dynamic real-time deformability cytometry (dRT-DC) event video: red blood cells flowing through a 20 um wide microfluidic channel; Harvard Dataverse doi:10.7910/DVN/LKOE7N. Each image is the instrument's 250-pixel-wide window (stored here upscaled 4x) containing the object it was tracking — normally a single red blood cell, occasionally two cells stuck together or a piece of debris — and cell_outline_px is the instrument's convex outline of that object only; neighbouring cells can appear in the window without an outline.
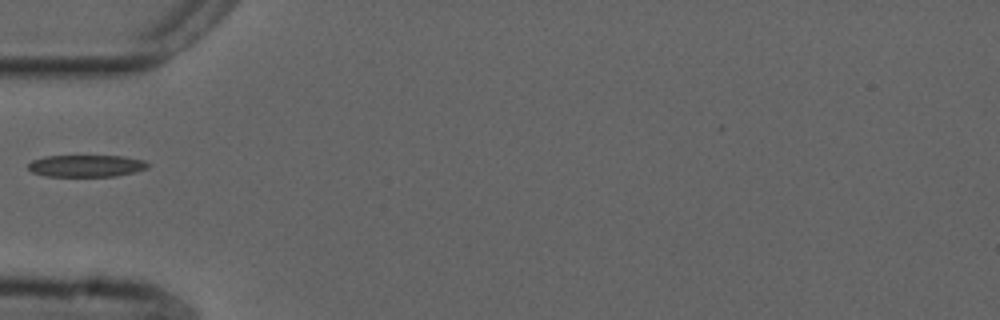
{"species": "common noctule bat (a hibernating species)", "species_latin": "Nyctalus noctula", "temperature_condition": "cold", "stored_images_in_passage": 37, "camera_frame_rate_fps": 3000, "um_per_image_px": 0.085, "animal": {"sex": "male", "forearm_length_mm": 52.5}, "frame": {"image": 1, "passage_image": 1, "time_ms": 0.0, "image_size_px": [1000, 320], "cell_outline_px": [[148, 168], [136, 172], [116, 176], [44, 176], [32, 172], [28, 168], [28, 164], [32, 160], [44, 156], [124, 156], [144, 160], [148, 164]], "centroid_in_image_um": [7.33, 14.1], "position_along_channel_um": 77.7, "area_um2": 15.37}}
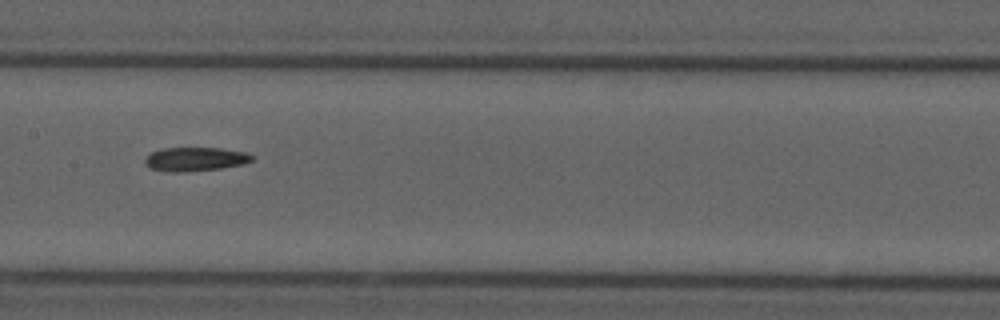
{"frame": {"image": 2, "passage_image": 10, "time_ms": 3.0, "image_size_px": [1000, 320], "cell_outline_px": [[256, 156], [252, 160], [244, 164], [220, 168], [184, 172], [168, 172], [148, 168], [144, 164], [144, 160], [152, 152], [164, 148], [220, 148], [248, 152]], "centroid_in_image_um": [16.62, 13.53], "position_along_channel_um": 190.8, "area_um2": 15.03}}
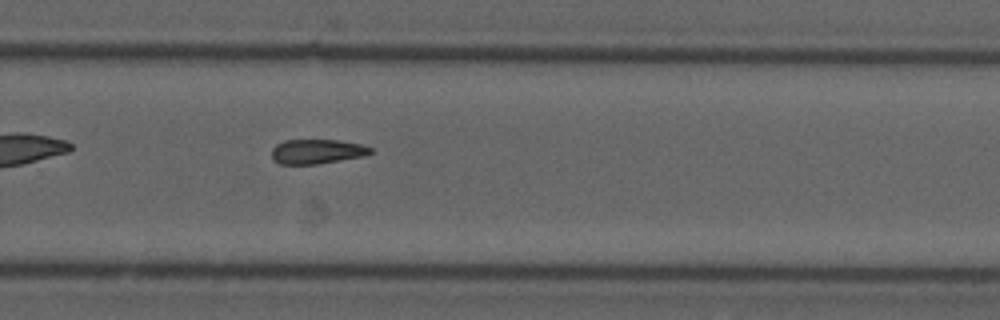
{"frame": {"image": 3, "passage_image": 19, "time_ms": 6.0, "image_size_px": [1000, 320], "cell_outline_px": [[372, 152], [364, 156], [316, 164], [280, 164], [272, 160], [272, 148], [276, 144], [284, 140], [340, 140], [360, 144], [372, 148]], "centroid_in_image_um": [26.91, 12.87], "position_along_channel_um": 302.9, "area_um2": 14.16}}